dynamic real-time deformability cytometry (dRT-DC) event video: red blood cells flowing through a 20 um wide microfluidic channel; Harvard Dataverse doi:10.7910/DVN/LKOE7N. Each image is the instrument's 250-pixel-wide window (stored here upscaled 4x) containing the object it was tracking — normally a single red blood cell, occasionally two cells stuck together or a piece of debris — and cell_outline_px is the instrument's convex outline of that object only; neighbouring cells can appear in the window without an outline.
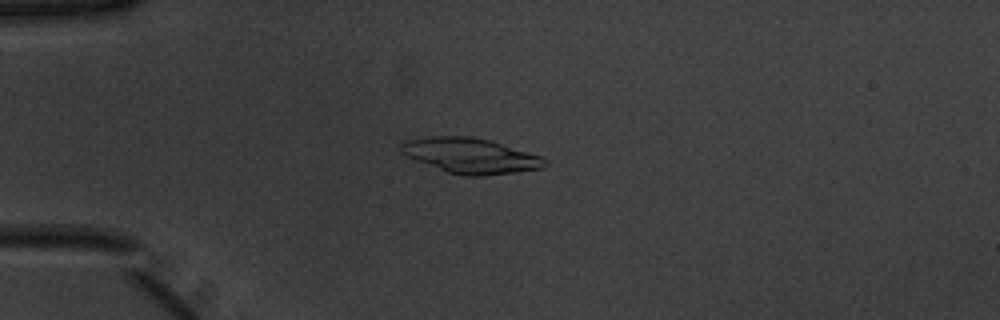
{"species": "common noctule bat (a hibernating species)", "species_latin": "Nyctalus noctula", "temperature_condition": "warm", "stored_images_in_passage": 40, "camera_frame_rate_fps": 3000, "um_per_image_px": 0.085, "animal": {"sex": "male", "body_mass_g": 20.1, "forearm_length_mm": 53.5}, "frame": {"image": 1, "passage_image": 14, "time_ms": 4.333, "image_size_px": [1000, 320], "cell_outline_px": [[548, 164], [544, 168], [484, 176], [464, 176], [448, 172], [416, 160], [400, 152], [400, 140], [432, 136], [472, 136], [488, 140], [540, 156], [548, 160]], "centroid_in_image_um": [39.96, 13.23], "position_along_channel_um": 45.0, "area_um2": 29.42}}
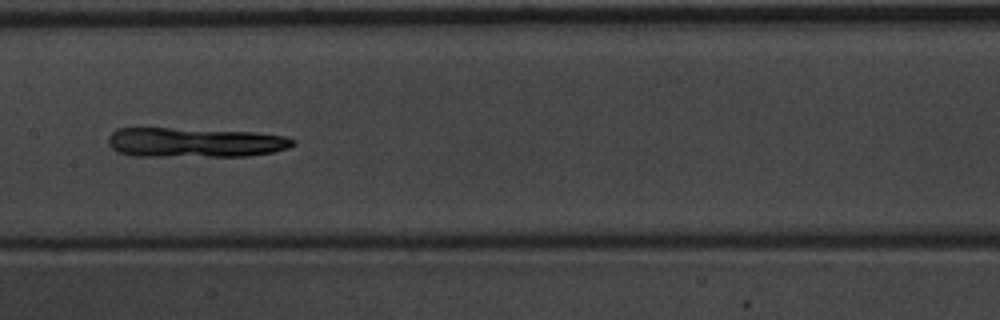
{"frame": {"image": 2, "passage_image": 27, "time_ms": 8.667, "image_size_px": [1000, 320], "cell_outline_px": [[296, 144], [288, 148], [272, 152], [248, 156], [136, 156], [116, 152], [108, 144], [108, 136], [116, 128], [168, 128], [256, 132], [284, 136], [296, 140]], "centroid_in_image_um": [16.55, 12.11], "position_along_channel_um": 190.9, "area_um2": 32.08}}
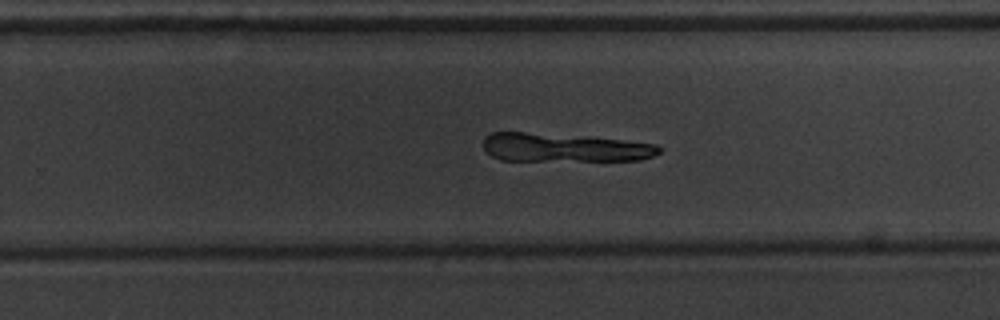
{"frame": {"image": 3, "passage_image": 34, "time_ms": 11.0, "image_size_px": [1000, 320], "cell_outline_px": [[664, 148], [660, 152], [652, 156], [640, 160], [500, 160], [492, 156], [484, 148], [484, 136], [492, 132], [524, 132], [588, 136], [656, 144]], "centroid_in_image_um": [47.97, 12.53], "position_along_channel_um": 281.8, "area_um2": 29.25}}